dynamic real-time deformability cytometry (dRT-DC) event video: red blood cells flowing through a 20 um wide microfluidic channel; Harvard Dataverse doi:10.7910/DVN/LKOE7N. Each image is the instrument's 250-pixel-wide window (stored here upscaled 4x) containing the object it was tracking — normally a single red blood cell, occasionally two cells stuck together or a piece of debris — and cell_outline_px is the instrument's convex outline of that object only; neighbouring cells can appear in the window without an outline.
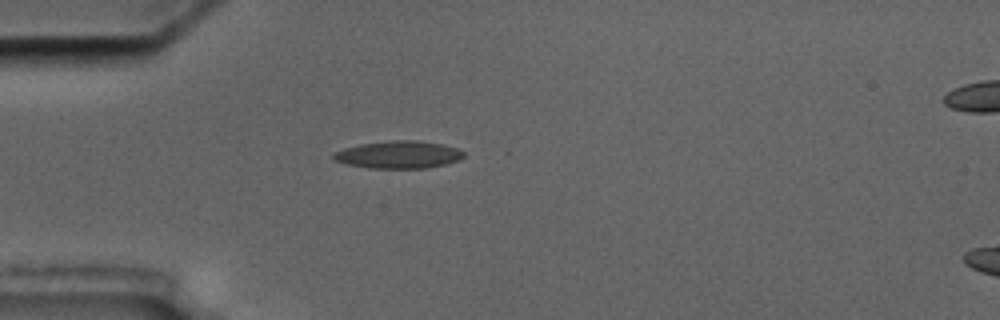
{"species": "common noctule bat (a hibernating species)", "species_latin": "Nyctalus noctula", "temperature_condition": "cold", "stored_images_in_passage": 2, "camera_frame_rate_fps": 3000, "um_per_image_px": 0.085, "animal": {"sex": "male", "body_mass_g": 17.5, "forearm_length_mm": 52.3}, "frame": {"image": 1, "passage_image": 1, "time_ms": 0.0, "image_size_px": [1000, 320], "cell_outline_px": [[464, 156], [460, 160], [444, 164], [424, 168], [368, 168], [348, 164], [332, 160], [332, 152], [344, 148], [360, 144], [388, 140], [416, 140], [444, 144], [456, 148], [464, 152]], "centroid_in_image_um": [33.84, 13.14], "position_along_channel_um": 51.2, "area_um2": 20.98}}